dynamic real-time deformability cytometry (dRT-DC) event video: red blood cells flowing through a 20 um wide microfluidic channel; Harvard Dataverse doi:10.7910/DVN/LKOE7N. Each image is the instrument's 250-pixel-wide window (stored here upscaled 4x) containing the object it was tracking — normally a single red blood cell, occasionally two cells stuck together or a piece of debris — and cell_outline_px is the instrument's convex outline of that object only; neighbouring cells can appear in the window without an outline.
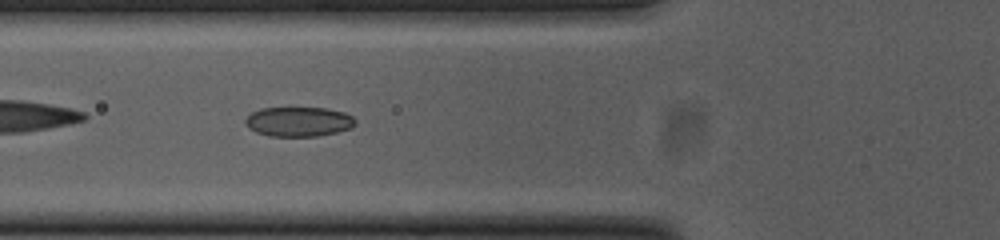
{"species": "common noctule bat (a hibernating species)", "species_latin": "Nyctalus noctula", "temperature_condition": "cold", "stored_images_in_passage": 39, "camera_frame_rate_fps": 3000, "um_per_image_px": 0.085, "animal": {"sex": "female", "body_mass_g": 23.0, "forearm_length_mm": 53.4}, "frame": {"image": 1, "passage_image": 6, "time_ms": 1.667, "image_size_px": [1000, 240], "cell_outline_px": [[356, 124], [352, 128], [336, 132], [316, 136], [268, 136], [256, 132], [248, 128], [244, 124], [244, 120], [252, 112], [260, 108], [328, 108], [344, 112], [352, 116], [356, 120]], "centroid_in_image_um": [25.38, 10.34], "position_along_channel_um": 100.4, "area_um2": 19.13}, "authors_computed_cell_mechanics": {"area_um2": 18.9584, "velocity_mm_per_s": 3.807, "shape_relaxation_time_tau1_ms": null, "shape_relaxation_time_tau2_ms": 1.7427, "deformation_change_tau1": null, "deformation_change_tau2": 0.0579}}